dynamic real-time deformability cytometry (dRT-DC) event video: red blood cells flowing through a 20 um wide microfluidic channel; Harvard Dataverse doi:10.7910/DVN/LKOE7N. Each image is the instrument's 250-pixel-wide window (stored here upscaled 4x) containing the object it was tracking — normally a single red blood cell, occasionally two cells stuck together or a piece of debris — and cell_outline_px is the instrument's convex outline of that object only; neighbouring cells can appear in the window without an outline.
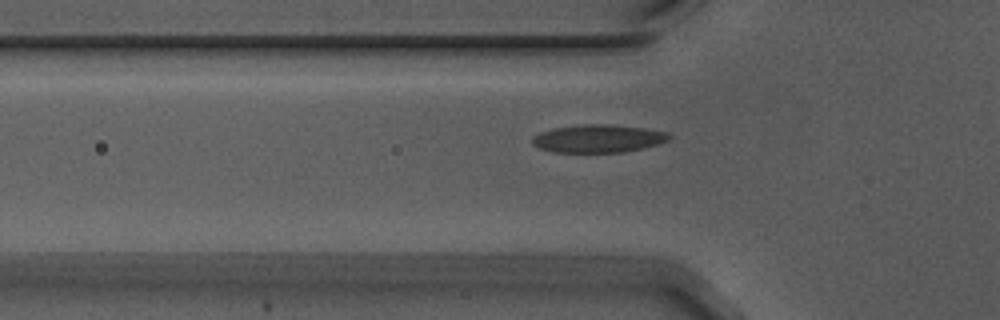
{"species": "Egyptian fruit bat (a non-hibernating species)", "species_latin": "Rousettus aegyptiacus", "temperature_condition": "warm", "stored_images_in_passage": 33, "camera_frame_rate_fps": 3000, "um_per_image_px": 0.085, "animal": {"sex": "male"}, "frame": {"image": 1, "passage_image": 4, "time_ms": 1.0, "image_size_px": [1000, 320], "cell_outline_px": [[672, 136], [668, 140], [656, 144], [624, 152], [556, 152], [540, 148], [532, 144], [532, 136], [540, 132], [552, 128], [584, 124], [608, 124], [644, 128], [668, 132]], "centroid_in_image_um": [50.82, 11.77], "position_along_channel_um": 75.0, "area_um2": 22.14}}
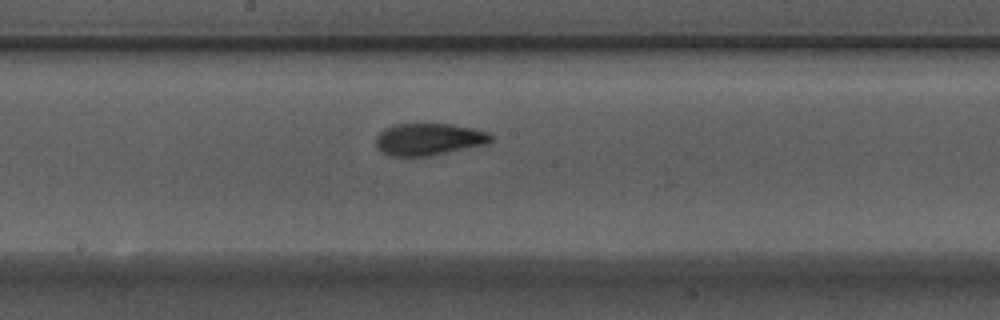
{"frame": {"image": 2, "passage_image": 15, "time_ms": 4.667, "image_size_px": [1000, 320], "cell_outline_px": [[492, 140], [484, 144], [428, 156], [392, 156], [380, 152], [376, 144], [376, 136], [384, 128], [396, 124], [452, 124], [472, 128], [484, 132], [492, 136]], "centroid_in_image_um": [36.37, 11.83], "position_along_channel_um": 211.8, "area_um2": 21.15}}
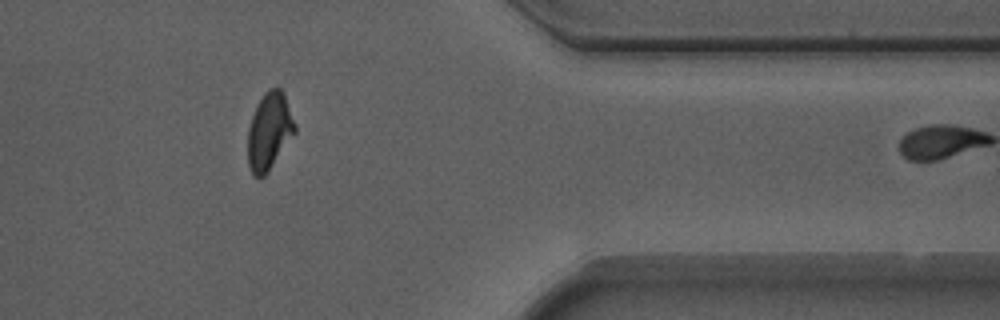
{"frame": {"image": 3, "passage_image": 31, "time_ms": 10.0, "image_size_px": [1000, 320], "cell_outline_px": [[296, 132], [268, 172], [260, 180], [252, 176], [248, 164], [248, 128], [252, 116], [264, 92], [268, 88], [276, 84], [284, 92], [296, 124]], "centroid_in_image_um": [22.9, 11.15], "position_along_channel_um": 388.5, "area_um2": 21.56}}